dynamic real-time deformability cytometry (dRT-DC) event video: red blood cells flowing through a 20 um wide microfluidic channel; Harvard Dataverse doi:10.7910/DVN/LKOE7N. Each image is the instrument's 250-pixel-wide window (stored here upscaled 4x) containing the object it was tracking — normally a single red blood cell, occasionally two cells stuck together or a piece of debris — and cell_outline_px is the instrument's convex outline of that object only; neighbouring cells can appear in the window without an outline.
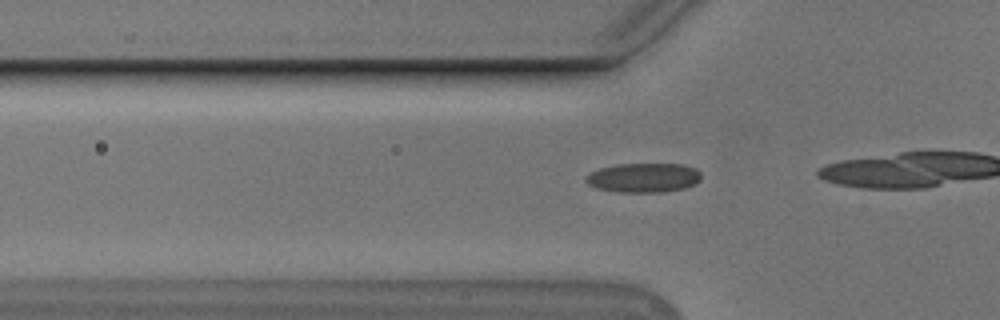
{"species": "Egyptian fruit bat (a non-hibernating species)", "species_latin": "Rousettus aegyptiacus", "temperature_condition": "cold", "stored_images_in_passage": 17, "camera_frame_rate_fps": 3000, "um_per_image_px": 0.085, "animal": {"sex": "male"}, "frame": {"image": 1, "passage_image": 12, "time_ms": 3.667, "image_size_px": [1000, 320], "cell_outline_px": [[700, 180], [696, 184], [684, 188], [664, 192], [616, 192], [596, 188], [588, 184], [584, 180], [592, 172], [600, 168], [616, 164], [684, 164], [696, 168], [700, 172]], "centroid_in_image_um": [54.73, 15.11], "position_along_channel_um": 71.1, "area_um2": 19.83}}